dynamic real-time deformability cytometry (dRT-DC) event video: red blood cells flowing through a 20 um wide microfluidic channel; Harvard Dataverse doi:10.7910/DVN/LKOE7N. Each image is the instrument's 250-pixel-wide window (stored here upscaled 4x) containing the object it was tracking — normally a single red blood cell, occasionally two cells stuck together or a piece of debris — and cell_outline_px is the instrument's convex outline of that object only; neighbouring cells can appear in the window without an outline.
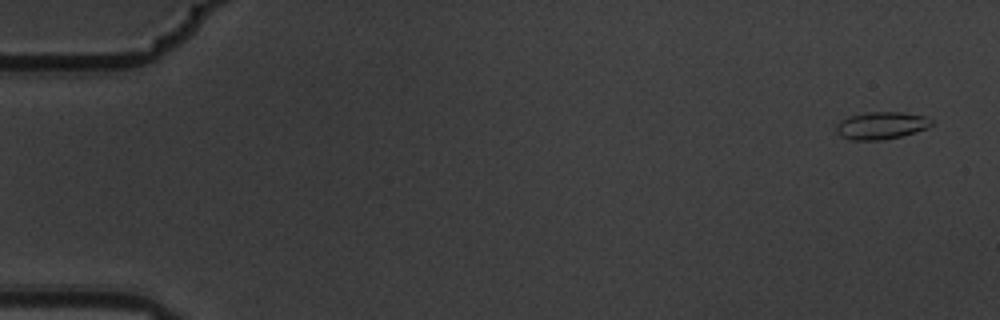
{"species": "common noctule bat (a hibernating species)", "species_latin": "Nyctalus noctula", "temperature_condition": "warm", "stored_images_in_passage": 10, "camera_frame_rate_fps": 3000, "um_per_image_px": 0.085, "animal": {"sex": "male", "body_mass_g": 19.5, "forearm_length_mm": 54.6}, "frame": {"image": 1, "passage_image": 1, "time_ms": 0.0, "image_size_px": [1000, 320], "cell_outline_px": [[932, 124], [928, 128], [916, 132], [900, 136], [880, 140], [848, 140], [840, 136], [836, 132], [836, 124], [840, 120], [848, 116], [864, 112], [900, 112], [924, 116], [932, 120]], "centroid_in_image_um": [74.86, 10.67], "position_along_channel_um": 10.1, "area_um2": 15.32}}
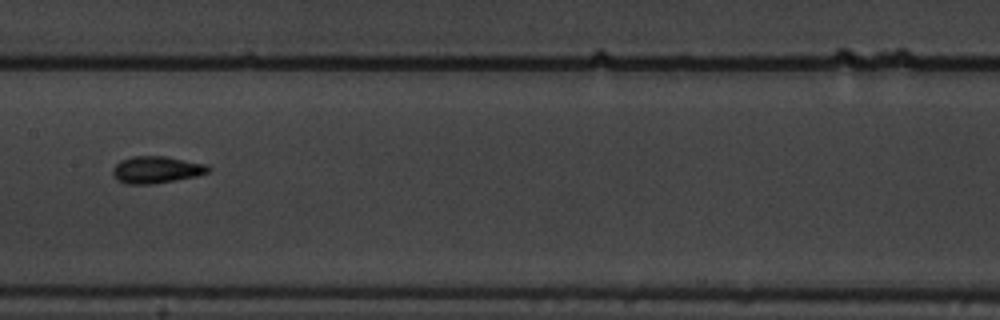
{"frame": {"image": 2, "passage_image": 8, "time_ms": 2.333, "image_size_px": [1000, 320], "cell_outline_px": [[212, 168], [208, 172], [196, 176], [176, 180], [152, 184], [128, 184], [120, 180], [112, 172], [112, 168], [120, 160], [132, 156], [164, 156], [208, 164]], "centroid_in_image_um": [13.33, 14.41], "position_along_channel_um": 194.1, "area_um2": 14.97}}
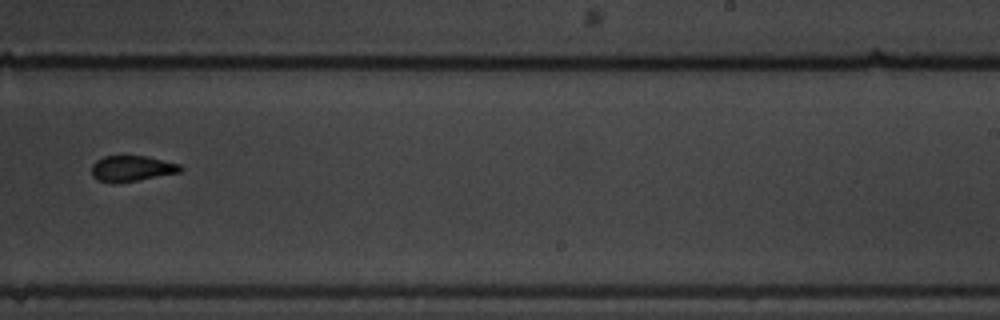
{"frame": {"image": 3, "passage_image": 10, "time_ms": 3.0, "image_size_px": [1000, 320], "cell_outline_px": [[184, 168], [180, 172], [136, 180], [112, 184], [96, 180], [92, 176], [92, 164], [96, 160], [104, 156], [148, 156], [180, 164]], "centroid_in_image_um": [11.17, 14.32], "position_along_channel_um": 277.8, "area_um2": 13.41}}